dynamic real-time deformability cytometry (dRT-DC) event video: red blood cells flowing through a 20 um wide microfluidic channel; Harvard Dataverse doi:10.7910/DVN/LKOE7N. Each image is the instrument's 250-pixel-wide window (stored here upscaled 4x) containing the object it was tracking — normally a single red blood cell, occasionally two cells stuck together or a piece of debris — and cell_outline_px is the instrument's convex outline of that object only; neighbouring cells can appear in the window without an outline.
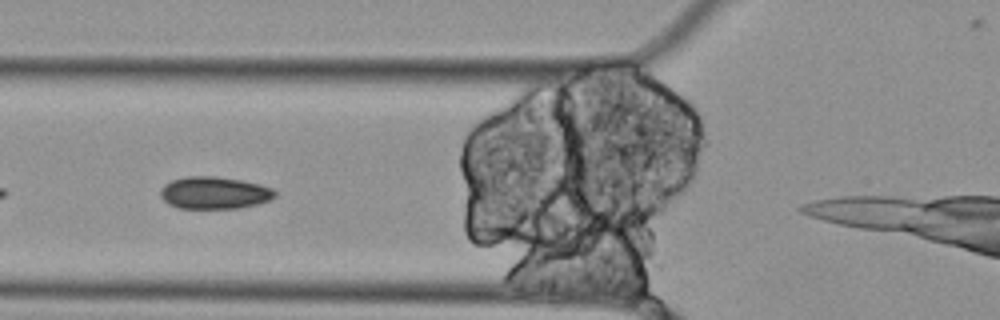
{"species": "Egyptian fruit bat (a non-hibernating species)", "species_latin": "Rousettus aegyptiacus", "temperature_condition": "cold", "stored_images_in_passage": 5, "camera_frame_rate_fps": 3000, "um_per_image_px": 0.085, "animal": {"sex": "female"}, "frame": {"image": 1, "passage_image": 3, "time_ms": 0.667, "image_size_px": [1000, 320], "cell_outline_px": [[276, 196], [268, 200], [256, 204], [240, 208], [176, 208], [168, 204], [160, 196], [160, 188], [164, 184], [172, 180], [184, 176], [216, 176], [240, 180], [260, 184], [272, 188], [276, 192]], "centroid_in_image_um": [18.18, 16.38], "position_along_channel_um": 107.6, "area_um2": 21.62}}
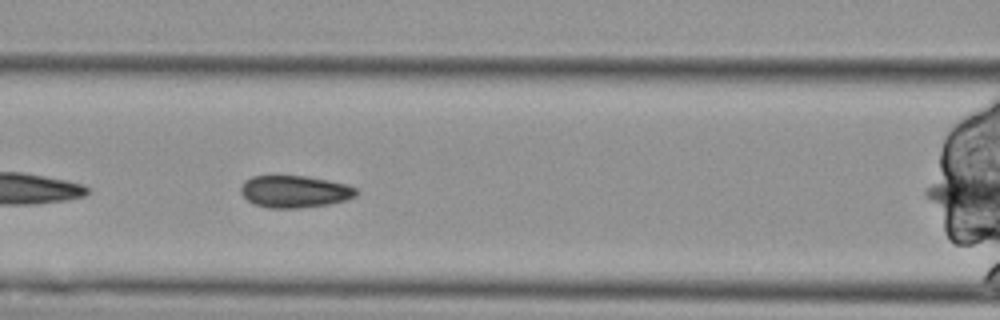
{"frame": {"image": 2, "passage_image": 4, "time_ms": 1.0, "image_size_px": [1000, 320], "cell_outline_px": [[356, 196], [348, 200], [328, 204], [296, 208], [268, 208], [256, 204], [248, 200], [240, 192], [240, 188], [244, 180], [252, 176], [304, 176], [328, 180], [344, 184], [356, 188]], "centroid_in_image_um": [25.03, 16.28], "position_along_channel_um": 141.6, "area_um2": 21.44}}